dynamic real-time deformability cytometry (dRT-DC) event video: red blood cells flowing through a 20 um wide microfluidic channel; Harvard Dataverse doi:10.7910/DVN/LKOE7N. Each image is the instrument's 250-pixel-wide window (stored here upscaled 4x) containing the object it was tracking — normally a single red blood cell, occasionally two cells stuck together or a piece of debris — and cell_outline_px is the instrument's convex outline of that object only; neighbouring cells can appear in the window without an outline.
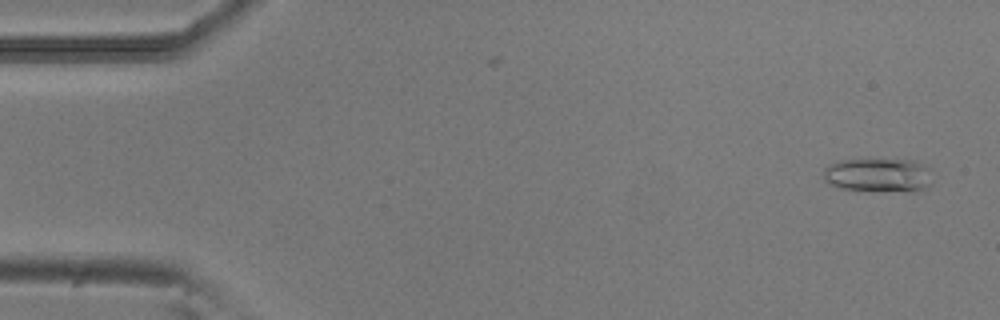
{"species": "common noctule bat (a hibernating species)", "species_latin": "Nyctalus noctula", "temperature_condition": "room temperature", "stored_images_in_passage": 6, "camera_frame_rate_fps": 3000, "um_per_image_px": 0.085, "animal": {"sex": "male", "body_mass_g": 20.5, "forearm_length_mm": 52.5}, "frame": {"image": 1, "passage_image": 1, "time_ms": 0.0, "image_size_px": [1000, 320], "cell_outline_px": [[932, 184], [920, 192], [912, 192], [840, 188], [824, 180], [824, 168], [828, 164], [844, 160], [912, 160], [932, 168]], "centroid_in_image_um": [74.76, 14.89], "position_along_channel_um": 10.2, "area_um2": 21.68}}
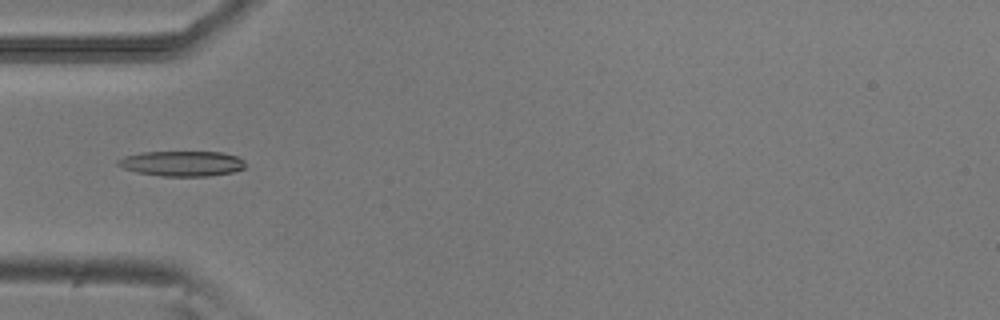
{"frame": {"image": 2, "passage_image": 5, "time_ms": 1.333, "image_size_px": [1000, 320], "cell_outline_px": [[244, 168], [232, 172], [208, 176], [164, 176], [136, 172], [124, 168], [116, 164], [116, 160], [124, 156], [140, 152], [220, 152], [236, 156], [244, 160]], "centroid_in_image_um": [15.43, 13.89], "position_along_channel_um": 69.6, "area_um2": 18.67}}
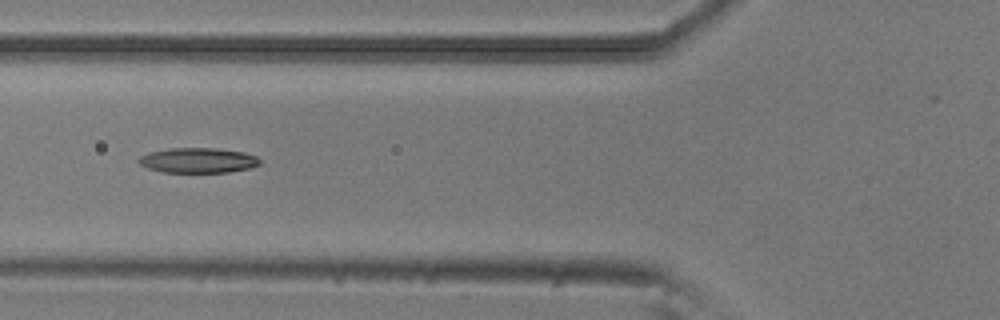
{"frame": {"image": 3, "passage_image": 6, "time_ms": 1.667, "image_size_px": [1000, 320], "cell_outline_px": [[260, 164], [252, 168], [228, 172], [164, 172], [148, 168], [140, 164], [136, 160], [140, 156], [148, 152], [168, 148], [212, 148], [244, 152], [256, 156], [260, 160]], "centroid_in_image_um": [16.82, 13.63], "position_along_channel_um": 109.0, "area_um2": 17.74}}